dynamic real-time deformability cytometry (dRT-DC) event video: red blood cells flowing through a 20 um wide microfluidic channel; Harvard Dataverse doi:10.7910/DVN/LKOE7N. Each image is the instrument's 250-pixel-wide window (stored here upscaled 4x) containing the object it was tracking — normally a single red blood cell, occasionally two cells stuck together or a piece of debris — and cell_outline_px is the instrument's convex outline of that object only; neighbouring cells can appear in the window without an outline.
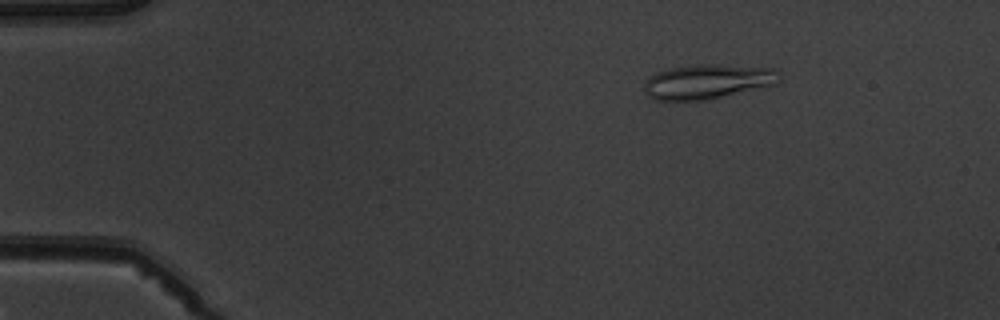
{"species": "common noctule bat (a hibernating species)", "species_latin": "Nyctalus noctula", "temperature_condition": "warm", "stored_images_in_passage": 4, "camera_frame_rate_fps": 3000, "um_per_image_px": 0.085, "animal": {"sex": "male", "body_mass_g": 19.5, "forearm_length_mm": 54.6}, "frame": {"image": 1, "passage_image": 2, "time_ms": 2.0, "image_size_px": [1000, 320], "cell_outline_px": [[780, 76], [776, 84], [704, 100], [652, 100], [648, 96], [644, 88], [644, 84], [648, 76], [656, 72], [672, 68], [704, 64], [712, 64], [776, 68], [780, 72]], "centroid_in_image_um": [60.13, 6.93], "position_along_channel_um": 24.9, "area_um2": 27.05}}